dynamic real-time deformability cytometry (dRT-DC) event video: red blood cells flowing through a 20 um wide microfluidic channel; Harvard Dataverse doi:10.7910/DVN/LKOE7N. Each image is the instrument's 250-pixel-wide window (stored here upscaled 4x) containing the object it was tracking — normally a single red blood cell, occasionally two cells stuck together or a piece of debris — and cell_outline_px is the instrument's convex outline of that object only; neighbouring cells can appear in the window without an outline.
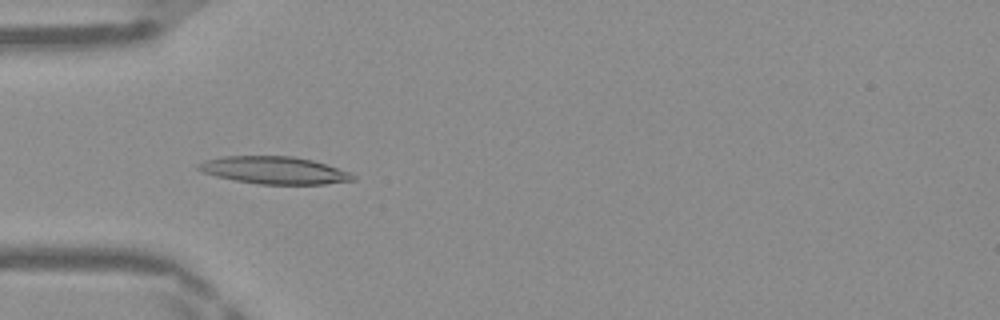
{"species": "Egyptian fruit bat (a non-hibernating species)", "species_latin": "Rousettus aegyptiacus", "temperature_condition": "warm", "stored_images_in_passage": 40, "camera_frame_rate_fps": 3000, "um_per_image_px": 0.085, "frame": {"image": 1, "passage_image": 10, "time_ms": 3.0, "image_size_px": [1000, 320], "cell_outline_px": [[356, 180], [324, 184], [260, 184], [236, 180], [216, 176], [204, 172], [196, 168], [196, 164], [204, 160], [224, 156], [292, 156], [312, 160], [348, 172], [356, 176]], "centroid_in_image_um": [23.29, 14.47], "position_along_channel_um": 61.7, "area_um2": 24.45}}
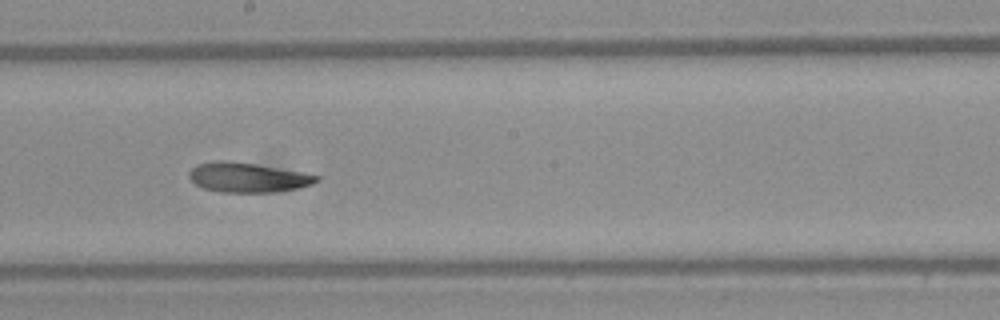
{"frame": {"image": 2, "passage_image": 22, "time_ms": 7.0, "image_size_px": [1000, 320], "cell_outline_px": [[320, 180], [312, 184], [296, 188], [272, 192], [220, 192], [204, 188], [196, 184], [188, 176], [188, 172], [196, 164], [216, 160], [224, 160], [256, 164], [300, 172], [320, 176]], "centroid_in_image_um": [21.02, 15.07], "position_along_channel_um": 227.2, "area_um2": 21.85}}
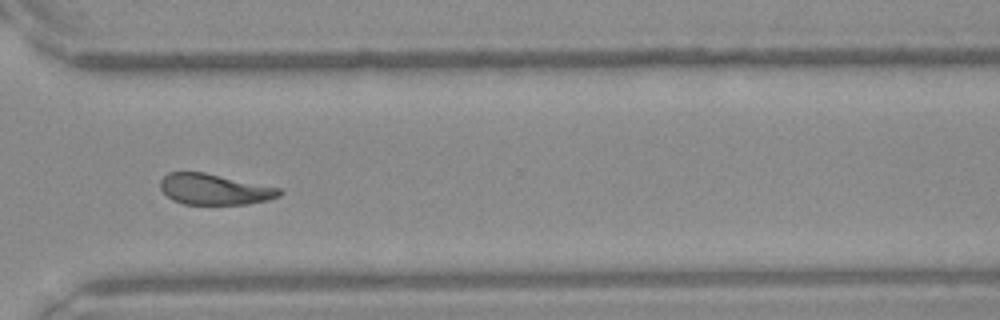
{"frame": {"image": 3, "passage_image": 31, "time_ms": 10.0, "image_size_px": [1000, 320], "cell_outline_px": [[284, 192], [280, 196], [268, 200], [248, 204], [184, 204], [172, 200], [160, 188], [160, 180], [168, 172], [204, 172], [280, 188]], "centroid_in_image_um": [18.24, 16.09], "position_along_channel_um": 352.4, "area_um2": 21.39}, "authors_computed_cell_mechanics": {"area_um2": 22.3686, "velocity_mm_per_s": 4.1732, "shape_relaxation_time_tau1_ms": null, "shape_relaxation_time_tau2_ms": 2.6958, "deformation_change_tau1": null, "deformation_change_tau2": 0.1002}}